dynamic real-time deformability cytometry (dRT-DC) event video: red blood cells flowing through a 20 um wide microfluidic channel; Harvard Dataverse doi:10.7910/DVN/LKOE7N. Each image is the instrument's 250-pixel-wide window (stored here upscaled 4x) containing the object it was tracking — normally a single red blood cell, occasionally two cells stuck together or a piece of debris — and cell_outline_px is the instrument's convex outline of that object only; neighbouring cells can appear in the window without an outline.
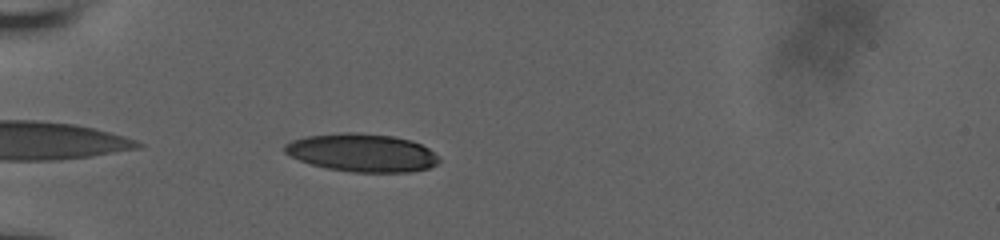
{"species": "human", "species_latin": "Homo sapiens", "temperature_condition": "room temperature", "stored_images_in_passage": 37, "camera_frame_rate_fps": 3000, "um_per_image_px": 0.085, "donor": {"sex": "male"}, "frame": {"image": 1, "passage_image": 3, "time_ms": 0.667, "image_size_px": [1000, 240], "cell_outline_px": [[440, 160], [436, 164], [428, 168], [408, 172], [352, 172], [328, 168], [312, 164], [300, 160], [284, 152], [284, 144], [292, 140], [308, 136], [344, 132], [356, 132], [392, 136], [412, 140], [428, 148], [440, 156]], "centroid_in_image_um": [30.8, 12.97], "position_along_channel_um": 54.2, "area_um2": 34.1}}
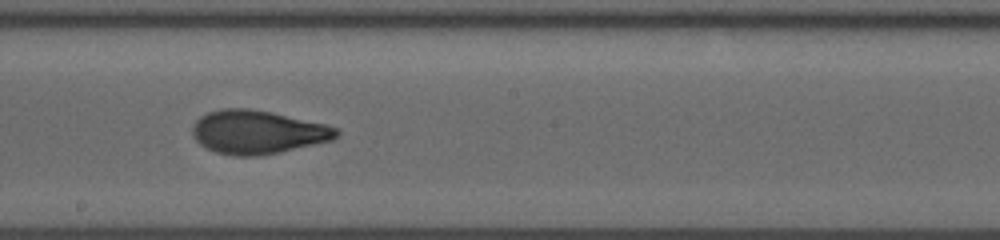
{"frame": {"image": 2, "passage_image": 18, "time_ms": 5.667, "image_size_px": [1000, 240], "cell_outline_px": [[340, 132], [332, 140], [280, 152], [256, 156], [232, 156], [216, 152], [200, 144], [196, 140], [192, 132], [192, 128], [196, 120], [200, 116], [208, 112], [224, 108], [248, 108], [272, 112], [324, 124], [336, 128]], "centroid_in_image_um": [21.87, 11.23], "position_along_channel_um": 226.3, "area_um2": 36.3}}
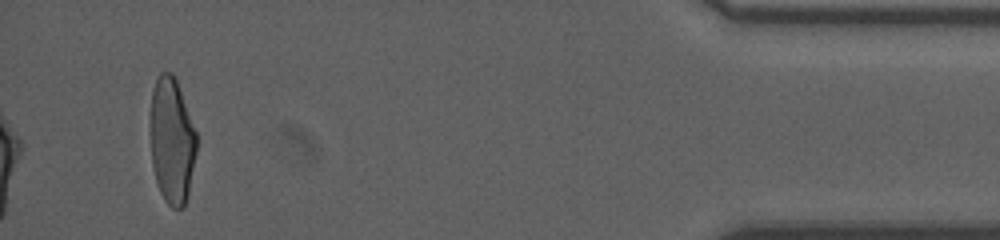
{"frame": {"image": 3, "passage_image": 37, "time_ms": 12.0, "image_size_px": [1000, 240], "cell_outline_px": [[200, 136], [188, 196], [184, 208], [172, 208], [164, 200], [160, 192], [156, 180], [152, 164], [152, 92], [156, 76], [160, 72], [172, 72], [176, 80]], "centroid_in_image_um": [14.67, 11.97], "position_along_channel_um": 420.5, "area_um2": 34.33}, "authors_computed_cell_mechanics": {"area_um2": 36.0672, "velocity_mm_per_s": 3.8758, "shape_relaxation_time_tau1_ms": 6.2412, "shape_relaxation_time_tau2_ms": 1.3295, "deformation_change_tau1": 0.2271, "deformation_change_tau2": 0.0779}}